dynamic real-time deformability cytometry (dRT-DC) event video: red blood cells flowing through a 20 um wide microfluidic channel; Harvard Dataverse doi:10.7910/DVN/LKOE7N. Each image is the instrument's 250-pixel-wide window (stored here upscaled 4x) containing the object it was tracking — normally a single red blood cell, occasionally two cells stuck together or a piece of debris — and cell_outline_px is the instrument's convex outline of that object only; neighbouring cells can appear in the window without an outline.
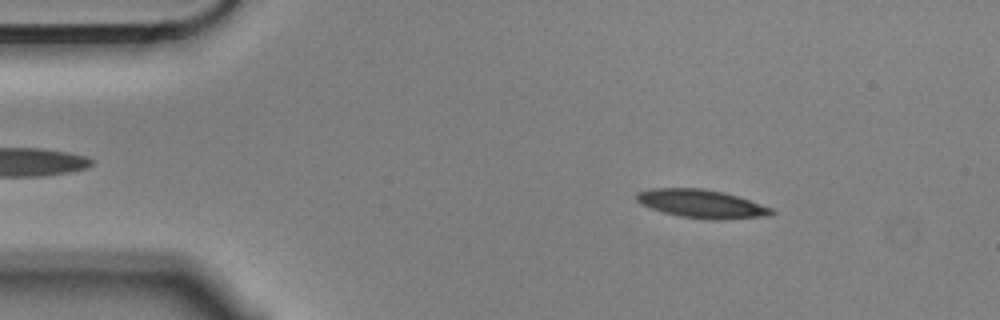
{"species": "Egyptian fruit bat (a non-hibernating species)", "species_latin": "Rousettus aegyptiacus", "temperature_condition": "cold", "stored_images_in_passage": 3, "camera_frame_rate_fps": 3000, "um_per_image_px": 0.085, "animal": {"sex": "male"}, "frame": {"image": 1, "passage_image": 1, "time_ms": 0.0, "image_size_px": [1000, 320], "cell_outline_px": [[776, 212], [768, 216], [724, 220], [716, 220], [680, 216], [664, 212], [640, 204], [636, 200], [636, 192], [652, 188], [704, 188], [724, 192], [772, 208]], "centroid_in_image_um": [59.63, 17.32], "position_along_channel_um": 25.4, "area_um2": 22.25}}